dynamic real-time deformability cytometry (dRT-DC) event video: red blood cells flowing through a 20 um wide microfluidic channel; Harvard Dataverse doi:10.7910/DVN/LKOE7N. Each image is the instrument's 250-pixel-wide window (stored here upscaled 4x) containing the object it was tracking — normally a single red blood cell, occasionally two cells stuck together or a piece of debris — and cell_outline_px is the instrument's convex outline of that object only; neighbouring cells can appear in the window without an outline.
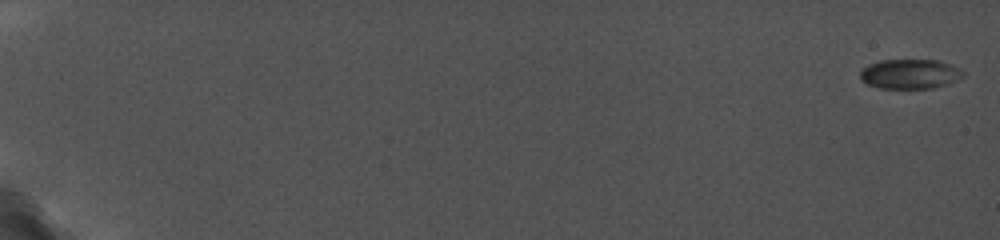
{"species": "common noctule bat (a hibernating species)", "species_latin": "Nyctalus noctula", "temperature_condition": "cold", "stored_images_in_passage": 32, "camera_frame_rate_fps": 5000, "um_per_image_px": 0.085, "animal": {"sex": "female", "body_mass_g": 19.0, "forearm_length_mm": 56.7}, "frame": {"image": 1, "passage_image": 1, "time_ms": 0.0, "image_size_px": [1000, 240], "cell_outline_px": [[964, 76], [948, 84], [932, 88], [876, 88], [860, 80], [860, 72], [868, 64], [880, 60], [936, 60], [952, 64], [964, 72]], "centroid_in_image_um": [77.34, 6.29], "position_along_channel_um": 7.7, "area_um2": 17.86}}
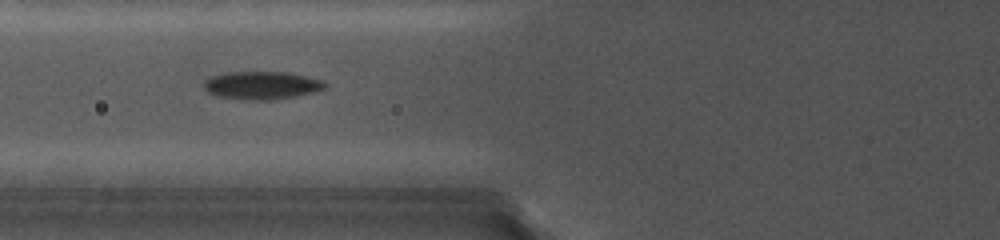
{"frame": {"image": 2, "passage_image": 18, "time_ms": 8.4, "image_size_px": [1000, 240], "cell_outline_px": [[328, 84], [324, 88], [312, 92], [296, 96], [276, 100], [248, 100], [220, 96], [208, 92], [204, 88], [204, 80], [212, 76], [228, 72], [288, 72], [324, 80]], "centroid_in_image_um": [22.28, 7.25], "position_along_channel_um": 103.5, "area_um2": 19.71}}
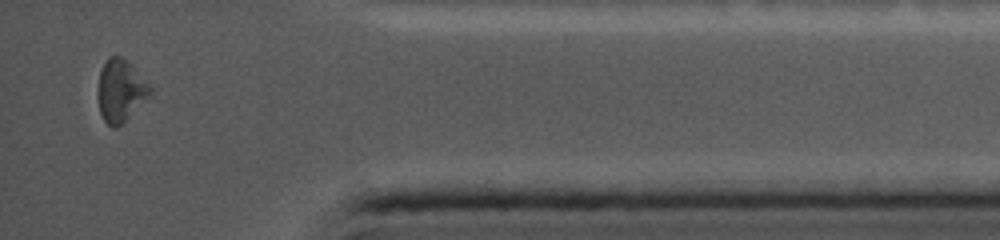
{"frame": {"image": 3, "passage_image": 32, "time_ms": 17.2, "image_size_px": [1000, 240], "cell_outline_px": [[152, 92], [116, 128], [112, 128], [104, 120], [100, 112], [96, 92], [100, 72], [108, 56], [120, 56], [152, 88]], "centroid_in_image_um": [10.18, 7.71], "position_along_channel_um": 425.0, "area_um2": 18.21}, "authors_computed_cell_mechanics": {"area_um2": 18.207, "velocity_mm_per_s": 3.7797, "shape_relaxation_time_tau1_ms": null, "shape_relaxation_time_tau2_ms": 3.1738, "deformation_change_tau1": null, "deformation_change_tau2": 0.0661}}